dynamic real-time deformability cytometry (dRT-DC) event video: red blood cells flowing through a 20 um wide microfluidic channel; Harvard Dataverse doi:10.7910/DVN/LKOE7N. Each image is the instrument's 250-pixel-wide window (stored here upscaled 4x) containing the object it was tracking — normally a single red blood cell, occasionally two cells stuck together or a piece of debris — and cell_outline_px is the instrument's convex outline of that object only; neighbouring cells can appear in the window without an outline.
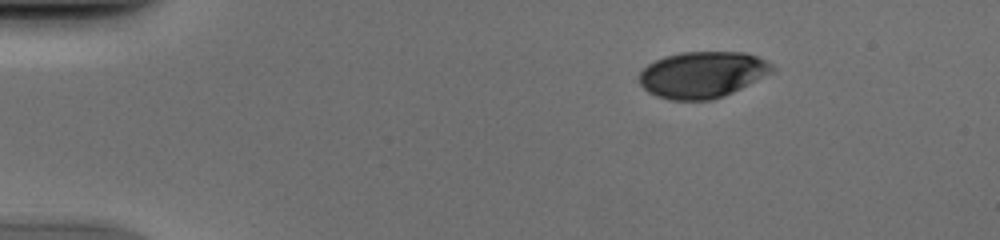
{"species": "human", "species_latin": "Homo sapiens", "temperature_condition": "cold", "stored_images_in_passage": 53, "camera_frame_rate_fps": 3000, "um_per_image_px": 0.085, "donor": {"sex": "male"}, "frame": {"image": 1, "passage_image": 9, "time_ms": 2.667, "image_size_px": [1000, 240], "cell_outline_px": [[776, 68], [772, 72], [724, 96], [712, 100], [668, 100], [656, 96], [648, 92], [640, 84], [636, 76], [648, 64], [664, 56], [680, 52], [744, 52], [756, 56], [772, 64]], "centroid_in_image_um": [59.65, 6.35], "position_along_channel_um": 25.3, "area_um2": 35.95}}
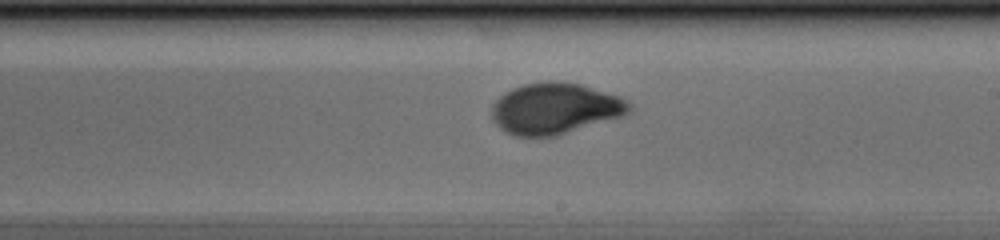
{"frame": {"image": 2, "passage_image": 32, "time_ms": 10.333, "image_size_px": [1000, 240], "cell_outline_px": [[636, 108], [624, 116], [556, 136], [512, 136], [504, 132], [492, 120], [492, 104], [504, 92], [512, 88], [524, 84], [548, 80], [580, 84], [620, 96], [628, 100]], "centroid_in_image_um": [47.2, 9.23], "position_along_channel_um": 241.8, "area_um2": 41.5}}
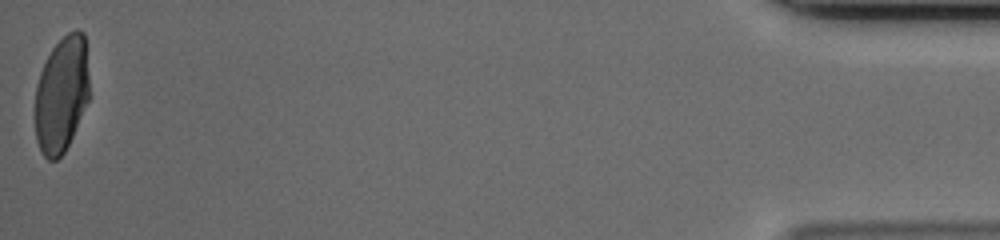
{"frame": {"image": 3, "passage_image": 53, "time_ms": 17.333, "image_size_px": [1000, 240], "cell_outline_px": [[88, 100], [72, 136], [64, 152], [56, 160], [48, 160], [40, 152], [36, 140], [36, 84], [40, 72], [52, 48], [68, 32], [76, 28], [84, 32], [88, 76]], "centroid_in_image_um": [5.22, 8.02], "position_along_channel_um": 430.0, "area_um2": 36.36}}